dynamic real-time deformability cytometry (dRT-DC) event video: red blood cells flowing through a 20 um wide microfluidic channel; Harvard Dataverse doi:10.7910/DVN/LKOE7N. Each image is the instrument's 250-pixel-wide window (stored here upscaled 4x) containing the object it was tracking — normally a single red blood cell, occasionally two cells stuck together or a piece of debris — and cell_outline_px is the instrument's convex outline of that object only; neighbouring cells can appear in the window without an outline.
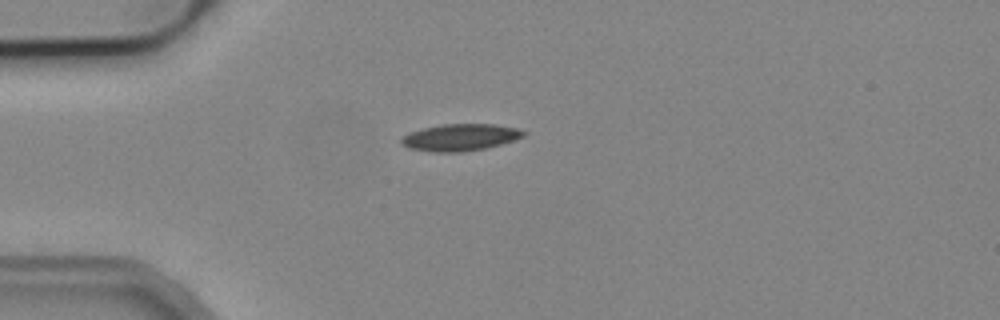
{"species": "common noctule bat (a hibernating species)", "species_latin": "Nyctalus noctula", "temperature_condition": "cold", "stored_images_in_passage": 1, "camera_frame_rate_fps": 3000, "um_per_image_px": 0.085, "animal": {"sex": "male", "body_mass_g": 19.2, "forearm_length_mm": 51.8}, "frame": {"image": 1, "passage_image": 1, "time_ms": 0.0, "image_size_px": [1000, 320], "cell_outline_px": [[528, 132], [524, 136], [488, 148], [460, 152], [432, 152], [408, 148], [400, 144], [400, 136], [408, 132], [424, 128], [444, 124], [496, 124], [516, 128]], "centroid_in_image_um": [39.07, 11.68], "position_along_channel_um": 45.9, "area_um2": 19.31}}